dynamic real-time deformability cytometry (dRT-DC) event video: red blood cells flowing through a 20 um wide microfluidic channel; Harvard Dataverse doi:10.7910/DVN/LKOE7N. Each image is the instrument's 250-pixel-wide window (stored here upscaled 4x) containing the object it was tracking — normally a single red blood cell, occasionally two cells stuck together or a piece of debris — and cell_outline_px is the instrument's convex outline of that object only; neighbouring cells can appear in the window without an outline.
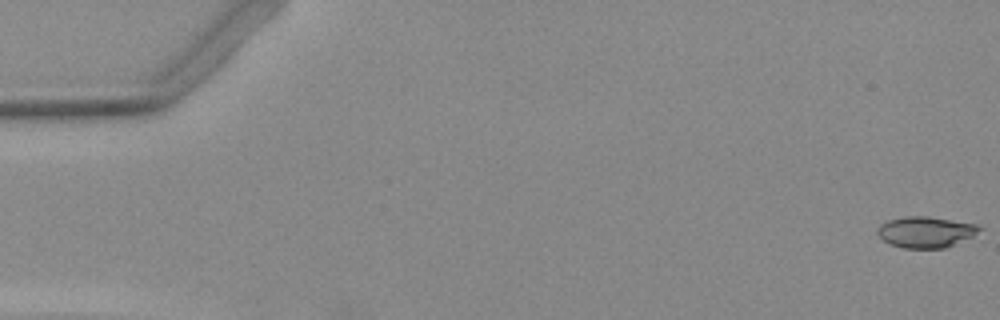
{"species": "Egyptian fruit bat (a non-hibernating species)", "species_latin": "Rousettus aegyptiacus", "temperature_condition": "warm", "stored_images_in_passage": 4, "camera_frame_rate_fps": 3000, "um_per_image_px": 0.085, "animal": {"sex": "female"}, "frame": {"image": 1, "passage_image": 1, "time_ms": 0.0, "image_size_px": [1000, 320], "cell_outline_px": [[984, 228], [972, 236], [944, 248], [904, 248], [888, 244], [876, 232], [880, 224], [888, 220], [904, 216], [928, 216], [976, 224]], "centroid_in_image_um": [78.66, 19.71], "position_along_channel_um": 6.3, "area_um2": 18.38}}